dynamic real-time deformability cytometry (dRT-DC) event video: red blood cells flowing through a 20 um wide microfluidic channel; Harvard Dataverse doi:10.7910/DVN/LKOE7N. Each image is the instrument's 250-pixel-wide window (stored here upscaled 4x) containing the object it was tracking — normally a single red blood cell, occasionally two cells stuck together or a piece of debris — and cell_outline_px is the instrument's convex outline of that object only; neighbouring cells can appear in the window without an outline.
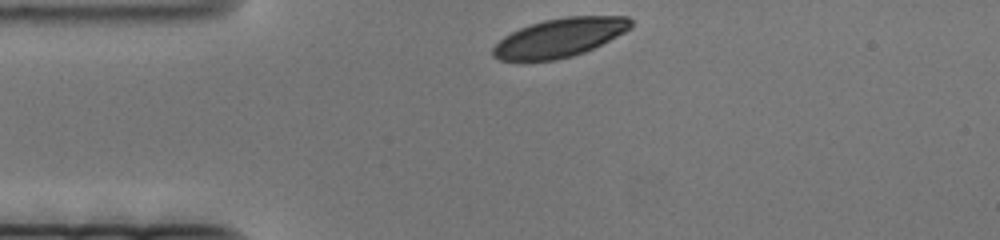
{"species": "human", "species_latin": "Homo sapiens", "temperature_condition": "cold", "stored_images_in_passage": 50, "camera_frame_rate_fps": 3000, "um_per_image_px": 0.085, "donor": {"sex": "female"}, "frame": {"image": 1, "passage_image": 1, "time_ms": 0.0, "image_size_px": [1000, 240], "cell_outline_px": [[632, 28], [584, 52], [572, 56], [556, 60], [500, 60], [492, 56], [492, 48], [504, 36], [520, 28], [544, 20], [568, 16], [628, 16], [632, 20]], "centroid_in_image_um": [47.57, 3.19], "position_along_channel_um": 37.4, "area_um2": 30.81}}
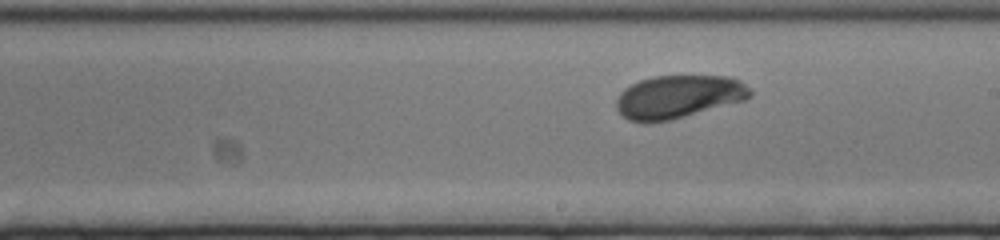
{"frame": {"image": 2, "passage_image": 28, "time_ms": 9.0, "image_size_px": [1000, 240], "cell_outline_px": [[752, 96], [744, 100], [672, 120], [648, 124], [644, 124], [628, 120], [616, 108], [616, 100], [620, 92], [624, 88], [640, 80], [656, 76], [728, 76], [740, 80], [752, 92]], "centroid_in_image_um": [57.63, 8.24], "position_along_channel_um": 231.4, "area_um2": 33.76}}
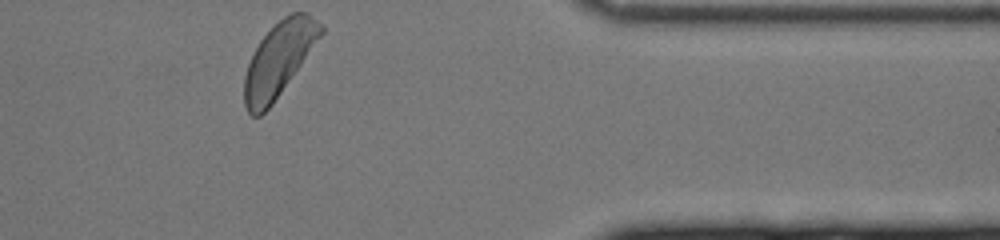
{"frame": {"image": 3, "passage_image": 50, "time_ms": 16.333, "image_size_px": [1000, 240], "cell_outline_px": [[324, 32], [272, 104], [260, 116], [252, 116], [248, 112], [244, 104], [244, 76], [248, 64], [260, 40], [284, 16], [292, 12], [308, 12], [324, 28]], "centroid_in_image_um": [23.69, 5.05], "position_along_channel_um": 387.7, "area_um2": 32.31}}